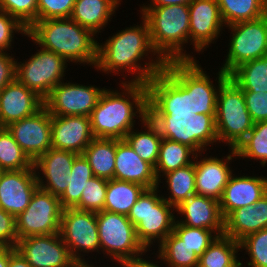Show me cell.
Returning a JSON list of instances; mask_svg holds the SVG:
<instances>
[{
    "label": "cell",
    "mask_w": 267,
    "mask_h": 267,
    "mask_svg": "<svg viewBox=\"0 0 267 267\" xmlns=\"http://www.w3.org/2000/svg\"><path fill=\"white\" fill-rule=\"evenodd\" d=\"M52 148L82 155L95 138L88 116L51 115Z\"/></svg>",
    "instance_id": "24"
},
{
    "label": "cell",
    "mask_w": 267,
    "mask_h": 267,
    "mask_svg": "<svg viewBox=\"0 0 267 267\" xmlns=\"http://www.w3.org/2000/svg\"><path fill=\"white\" fill-rule=\"evenodd\" d=\"M161 192L158 187L146 189L127 215L138 241L147 250H156L173 231L176 221V208L162 198Z\"/></svg>",
    "instance_id": "5"
},
{
    "label": "cell",
    "mask_w": 267,
    "mask_h": 267,
    "mask_svg": "<svg viewBox=\"0 0 267 267\" xmlns=\"http://www.w3.org/2000/svg\"><path fill=\"white\" fill-rule=\"evenodd\" d=\"M21 34L25 37L28 29L24 27L15 17L10 16L5 11L0 10V52H12L18 39L15 35Z\"/></svg>",
    "instance_id": "45"
},
{
    "label": "cell",
    "mask_w": 267,
    "mask_h": 267,
    "mask_svg": "<svg viewBox=\"0 0 267 267\" xmlns=\"http://www.w3.org/2000/svg\"><path fill=\"white\" fill-rule=\"evenodd\" d=\"M196 152L187 145L162 138L155 175L159 180L164 174L193 163Z\"/></svg>",
    "instance_id": "33"
},
{
    "label": "cell",
    "mask_w": 267,
    "mask_h": 267,
    "mask_svg": "<svg viewBox=\"0 0 267 267\" xmlns=\"http://www.w3.org/2000/svg\"><path fill=\"white\" fill-rule=\"evenodd\" d=\"M121 4L119 0H75L70 18L99 36L109 27Z\"/></svg>",
    "instance_id": "28"
},
{
    "label": "cell",
    "mask_w": 267,
    "mask_h": 267,
    "mask_svg": "<svg viewBox=\"0 0 267 267\" xmlns=\"http://www.w3.org/2000/svg\"><path fill=\"white\" fill-rule=\"evenodd\" d=\"M108 180L93 177L81 194L80 202L74 207L81 211L99 212L104 210Z\"/></svg>",
    "instance_id": "43"
},
{
    "label": "cell",
    "mask_w": 267,
    "mask_h": 267,
    "mask_svg": "<svg viewBox=\"0 0 267 267\" xmlns=\"http://www.w3.org/2000/svg\"><path fill=\"white\" fill-rule=\"evenodd\" d=\"M27 40L36 44V51L29 59L16 63V79L28 89L45 99L51 90L62 81L66 80L68 62L60 55L37 46V43L27 34ZM40 47V49L38 48ZM67 72V73H66Z\"/></svg>",
    "instance_id": "11"
},
{
    "label": "cell",
    "mask_w": 267,
    "mask_h": 267,
    "mask_svg": "<svg viewBox=\"0 0 267 267\" xmlns=\"http://www.w3.org/2000/svg\"><path fill=\"white\" fill-rule=\"evenodd\" d=\"M28 35L37 45L60 55L69 64L90 65L95 69L99 37L71 18L36 21L28 29Z\"/></svg>",
    "instance_id": "3"
},
{
    "label": "cell",
    "mask_w": 267,
    "mask_h": 267,
    "mask_svg": "<svg viewBox=\"0 0 267 267\" xmlns=\"http://www.w3.org/2000/svg\"><path fill=\"white\" fill-rule=\"evenodd\" d=\"M8 267H32L22 254L15 248L9 247Z\"/></svg>",
    "instance_id": "51"
},
{
    "label": "cell",
    "mask_w": 267,
    "mask_h": 267,
    "mask_svg": "<svg viewBox=\"0 0 267 267\" xmlns=\"http://www.w3.org/2000/svg\"><path fill=\"white\" fill-rule=\"evenodd\" d=\"M215 124L219 146L223 143L232 149H236L253 128L243 90L231 78L218 91Z\"/></svg>",
    "instance_id": "7"
},
{
    "label": "cell",
    "mask_w": 267,
    "mask_h": 267,
    "mask_svg": "<svg viewBox=\"0 0 267 267\" xmlns=\"http://www.w3.org/2000/svg\"><path fill=\"white\" fill-rule=\"evenodd\" d=\"M145 190L144 186L136 183L108 180L104 210L127 216Z\"/></svg>",
    "instance_id": "32"
},
{
    "label": "cell",
    "mask_w": 267,
    "mask_h": 267,
    "mask_svg": "<svg viewBox=\"0 0 267 267\" xmlns=\"http://www.w3.org/2000/svg\"><path fill=\"white\" fill-rule=\"evenodd\" d=\"M114 179L152 189L158 186L154 167L142 160L125 139H116Z\"/></svg>",
    "instance_id": "26"
},
{
    "label": "cell",
    "mask_w": 267,
    "mask_h": 267,
    "mask_svg": "<svg viewBox=\"0 0 267 267\" xmlns=\"http://www.w3.org/2000/svg\"><path fill=\"white\" fill-rule=\"evenodd\" d=\"M190 27L189 47L193 45V60L196 52L202 55L225 31V23L221 17L217 0H193L189 5ZM210 45V46H209Z\"/></svg>",
    "instance_id": "16"
},
{
    "label": "cell",
    "mask_w": 267,
    "mask_h": 267,
    "mask_svg": "<svg viewBox=\"0 0 267 267\" xmlns=\"http://www.w3.org/2000/svg\"><path fill=\"white\" fill-rule=\"evenodd\" d=\"M78 154L50 148L33 162L38 187L60 197L66 190Z\"/></svg>",
    "instance_id": "20"
},
{
    "label": "cell",
    "mask_w": 267,
    "mask_h": 267,
    "mask_svg": "<svg viewBox=\"0 0 267 267\" xmlns=\"http://www.w3.org/2000/svg\"><path fill=\"white\" fill-rule=\"evenodd\" d=\"M139 16L141 20L137 25L133 23L130 27L111 33L104 42L98 40L97 72L102 71L103 76L118 75L123 78H119V82L123 83L146 84L165 68L166 62L152 46L148 24Z\"/></svg>",
    "instance_id": "1"
},
{
    "label": "cell",
    "mask_w": 267,
    "mask_h": 267,
    "mask_svg": "<svg viewBox=\"0 0 267 267\" xmlns=\"http://www.w3.org/2000/svg\"><path fill=\"white\" fill-rule=\"evenodd\" d=\"M146 85L148 113L194 114L190 92L166 68Z\"/></svg>",
    "instance_id": "17"
},
{
    "label": "cell",
    "mask_w": 267,
    "mask_h": 267,
    "mask_svg": "<svg viewBox=\"0 0 267 267\" xmlns=\"http://www.w3.org/2000/svg\"><path fill=\"white\" fill-rule=\"evenodd\" d=\"M38 188L34 167L0 172V208L15 217L28 207Z\"/></svg>",
    "instance_id": "21"
},
{
    "label": "cell",
    "mask_w": 267,
    "mask_h": 267,
    "mask_svg": "<svg viewBox=\"0 0 267 267\" xmlns=\"http://www.w3.org/2000/svg\"><path fill=\"white\" fill-rule=\"evenodd\" d=\"M9 247H0V267H8Z\"/></svg>",
    "instance_id": "53"
},
{
    "label": "cell",
    "mask_w": 267,
    "mask_h": 267,
    "mask_svg": "<svg viewBox=\"0 0 267 267\" xmlns=\"http://www.w3.org/2000/svg\"><path fill=\"white\" fill-rule=\"evenodd\" d=\"M165 68L190 92L191 111L194 114H216L220 86L229 78L220 68L215 82L198 60L169 61ZM212 77V78H210ZM215 83V84H214Z\"/></svg>",
    "instance_id": "8"
},
{
    "label": "cell",
    "mask_w": 267,
    "mask_h": 267,
    "mask_svg": "<svg viewBox=\"0 0 267 267\" xmlns=\"http://www.w3.org/2000/svg\"><path fill=\"white\" fill-rule=\"evenodd\" d=\"M238 160H248L261 167L267 166V121L254 123L246 138L235 149ZM240 158V159H239ZM242 158V159H241ZM251 159V160H250Z\"/></svg>",
    "instance_id": "37"
},
{
    "label": "cell",
    "mask_w": 267,
    "mask_h": 267,
    "mask_svg": "<svg viewBox=\"0 0 267 267\" xmlns=\"http://www.w3.org/2000/svg\"><path fill=\"white\" fill-rule=\"evenodd\" d=\"M62 212L59 197L38 187L28 207L15 217L18 240L28 236L59 233Z\"/></svg>",
    "instance_id": "13"
},
{
    "label": "cell",
    "mask_w": 267,
    "mask_h": 267,
    "mask_svg": "<svg viewBox=\"0 0 267 267\" xmlns=\"http://www.w3.org/2000/svg\"><path fill=\"white\" fill-rule=\"evenodd\" d=\"M237 173L231 175L219 200L224 219L237 208L254 205L267 193V175H242V170Z\"/></svg>",
    "instance_id": "22"
},
{
    "label": "cell",
    "mask_w": 267,
    "mask_h": 267,
    "mask_svg": "<svg viewBox=\"0 0 267 267\" xmlns=\"http://www.w3.org/2000/svg\"><path fill=\"white\" fill-rule=\"evenodd\" d=\"M240 242L225 235L218 236L199 257L196 266L240 267Z\"/></svg>",
    "instance_id": "34"
},
{
    "label": "cell",
    "mask_w": 267,
    "mask_h": 267,
    "mask_svg": "<svg viewBox=\"0 0 267 267\" xmlns=\"http://www.w3.org/2000/svg\"><path fill=\"white\" fill-rule=\"evenodd\" d=\"M176 214V221L185 226L209 229L218 236L224 233V217L214 198L193 195L176 207Z\"/></svg>",
    "instance_id": "25"
},
{
    "label": "cell",
    "mask_w": 267,
    "mask_h": 267,
    "mask_svg": "<svg viewBox=\"0 0 267 267\" xmlns=\"http://www.w3.org/2000/svg\"><path fill=\"white\" fill-rule=\"evenodd\" d=\"M38 0H0V10L29 29L37 21Z\"/></svg>",
    "instance_id": "44"
},
{
    "label": "cell",
    "mask_w": 267,
    "mask_h": 267,
    "mask_svg": "<svg viewBox=\"0 0 267 267\" xmlns=\"http://www.w3.org/2000/svg\"><path fill=\"white\" fill-rule=\"evenodd\" d=\"M243 94L252 121H267V92L243 91Z\"/></svg>",
    "instance_id": "47"
},
{
    "label": "cell",
    "mask_w": 267,
    "mask_h": 267,
    "mask_svg": "<svg viewBox=\"0 0 267 267\" xmlns=\"http://www.w3.org/2000/svg\"><path fill=\"white\" fill-rule=\"evenodd\" d=\"M215 116L216 114L199 113H148L150 120L159 128L162 138L187 145L196 153L212 150L213 145H219Z\"/></svg>",
    "instance_id": "6"
},
{
    "label": "cell",
    "mask_w": 267,
    "mask_h": 267,
    "mask_svg": "<svg viewBox=\"0 0 267 267\" xmlns=\"http://www.w3.org/2000/svg\"><path fill=\"white\" fill-rule=\"evenodd\" d=\"M160 183H163L162 188L164 190V187H166V192L168 193L167 195L166 192L165 194L163 192L162 198L176 208L183 201L196 195L194 162L188 166L164 174L158 180L157 187L161 189Z\"/></svg>",
    "instance_id": "29"
},
{
    "label": "cell",
    "mask_w": 267,
    "mask_h": 267,
    "mask_svg": "<svg viewBox=\"0 0 267 267\" xmlns=\"http://www.w3.org/2000/svg\"><path fill=\"white\" fill-rule=\"evenodd\" d=\"M103 266L106 267V263H105V265L102 264V266L101 265H97V264H91V265L89 264V265H79L78 267H103ZM107 267H122V266L121 265H114L113 266V265H109L108 264Z\"/></svg>",
    "instance_id": "54"
},
{
    "label": "cell",
    "mask_w": 267,
    "mask_h": 267,
    "mask_svg": "<svg viewBox=\"0 0 267 267\" xmlns=\"http://www.w3.org/2000/svg\"><path fill=\"white\" fill-rule=\"evenodd\" d=\"M75 0H38L37 21L70 18Z\"/></svg>",
    "instance_id": "46"
},
{
    "label": "cell",
    "mask_w": 267,
    "mask_h": 267,
    "mask_svg": "<svg viewBox=\"0 0 267 267\" xmlns=\"http://www.w3.org/2000/svg\"><path fill=\"white\" fill-rule=\"evenodd\" d=\"M151 251V253H150ZM149 252V254H147ZM155 255V256H154ZM146 258V259H145ZM151 260H150V259ZM159 260V261H158ZM161 263V264H160ZM169 267L163 260V258L155 250L144 251L141 255L134 257L132 260L127 261L122 265V267ZM163 266V267H164Z\"/></svg>",
    "instance_id": "50"
},
{
    "label": "cell",
    "mask_w": 267,
    "mask_h": 267,
    "mask_svg": "<svg viewBox=\"0 0 267 267\" xmlns=\"http://www.w3.org/2000/svg\"><path fill=\"white\" fill-rule=\"evenodd\" d=\"M118 85L120 89L105 88L91 113L95 138L124 139L148 116L147 85L131 82H120Z\"/></svg>",
    "instance_id": "2"
},
{
    "label": "cell",
    "mask_w": 267,
    "mask_h": 267,
    "mask_svg": "<svg viewBox=\"0 0 267 267\" xmlns=\"http://www.w3.org/2000/svg\"><path fill=\"white\" fill-rule=\"evenodd\" d=\"M226 26L259 19L267 14V0H217Z\"/></svg>",
    "instance_id": "35"
},
{
    "label": "cell",
    "mask_w": 267,
    "mask_h": 267,
    "mask_svg": "<svg viewBox=\"0 0 267 267\" xmlns=\"http://www.w3.org/2000/svg\"><path fill=\"white\" fill-rule=\"evenodd\" d=\"M139 126H141L140 130L138 129ZM138 127L130 130L124 139L142 160L148 162L155 168L162 142L159 128L148 116L138 125Z\"/></svg>",
    "instance_id": "30"
},
{
    "label": "cell",
    "mask_w": 267,
    "mask_h": 267,
    "mask_svg": "<svg viewBox=\"0 0 267 267\" xmlns=\"http://www.w3.org/2000/svg\"><path fill=\"white\" fill-rule=\"evenodd\" d=\"M33 162L14 140L7 127H0V171L30 169Z\"/></svg>",
    "instance_id": "40"
},
{
    "label": "cell",
    "mask_w": 267,
    "mask_h": 267,
    "mask_svg": "<svg viewBox=\"0 0 267 267\" xmlns=\"http://www.w3.org/2000/svg\"><path fill=\"white\" fill-rule=\"evenodd\" d=\"M16 54L0 52V91L16 79Z\"/></svg>",
    "instance_id": "49"
},
{
    "label": "cell",
    "mask_w": 267,
    "mask_h": 267,
    "mask_svg": "<svg viewBox=\"0 0 267 267\" xmlns=\"http://www.w3.org/2000/svg\"><path fill=\"white\" fill-rule=\"evenodd\" d=\"M229 78L243 91L267 92V56L241 64Z\"/></svg>",
    "instance_id": "36"
},
{
    "label": "cell",
    "mask_w": 267,
    "mask_h": 267,
    "mask_svg": "<svg viewBox=\"0 0 267 267\" xmlns=\"http://www.w3.org/2000/svg\"><path fill=\"white\" fill-rule=\"evenodd\" d=\"M267 228V193L254 205L240 207L224 219L223 235L240 242L247 235Z\"/></svg>",
    "instance_id": "27"
},
{
    "label": "cell",
    "mask_w": 267,
    "mask_h": 267,
    "mask_svg": "<svg viewBox=\"0 0 267 267\" xmlns=\"http://www.w3.org/2000/svg\"><path fill=\"white\" fill-rule=\"evenodd\" d=\"M96 219L100 255L103 254V258L108 259L106 261H112V265L122 266L146 251L138 241L135 226L127 216L103 210L96 212Z\"/></svg>",
    "instance_id": "9"
},
{
    "label": "cell",
    "mask_w": 267,
    "mask_h": 267,
    "mask_svg": "<svg viewBox=\"0 0 267 267\" xmlns=\"http://www.w3.org/2000/svg\"><path fill=\"white\" fill-rule=\"evenodd\" d=\"M156 248L169 267H195L199 263L195 251L173 231Z\"/></svg>",
    "instance_id": "38"
},
{
    "label": "cell",
    "mask_w": 267,
    "mask_h": 267,
    "mask_svg": "<svg viewBox=\"0 0 267 267\" xmlns=\"http://www.w3.org/2000/svg\"><path fill=\"white\" fill-rule=\"evenodd\" d=\"M240 252L244 253V256H240V258L243 257L244 260L245 258L247 260H240V267H267V228L249 234L242 239ZM245 254L249 258L245 257Z\"/></svg>",
    "instance_id": "41"
},
{
    "label": "cell",
    "mask_w": 267,
    "mask_h": 267,
    "mask_svg": "<svg viewBox=\"0 0 267 267\" xmlns=\"http://www.w3.org/2000/svg\"><path fill=\"white\" fill-rule=\"evenodd\" d=\"M173 232L195 251L198 257L218 237L212 230L185 226L177 221H175Z\"/></svg>",
    "instance_id": "42"
},
{
    "label": "cell",
    "mask_w": 267,
    "mask_h": 267,
    "mask_svg": "<svg viewBox=\"0 0 267 267\" xmlns=\"http://www.w3.org/2000/svg\"><path fill=\"white\" fill-rule=\"evenodd\" d=\"M32 267H78L59 233L19 239L15 247Z\"/></svg>",
    "instance_id": "18"
},
{
    "label": "cell",
    "mask_w": 267,
    "mask_h": 267,
    "mask_svg": "<svg viewBox=\"0 0 267 267\" xmlns=\"http://www.w3.org/2000/svg\"><path fill=\"white\" fill-rule=\"evenodd\" d=\"M228 150L226 156H214V153L209 156L207 151L196 154L193 162L197 195L220 200L225 186L235 171L231 164L238 160L236 150L232 148Z\"/></svg>",
    "instance_id": "15"
},
{
    "label": "cell",
    "mask_w": 267,
    "mask_h": 267,
    "mask_svg": "<svg viewBox=\"0 0 267 267\" xmlns=\"http://www.w3.org/2000/svg\"><path fill=\"white\" fill-rule=\"evenodd\" d=\"M82 155L88 161L95 177L114 179L116 139L94 138Z\"/></svg>",
    "instance_id": "31"
},
{
    "label": "cell",
    "mask_w": 267,
    "mask_h": 267,
    "mask_svg": "<svg viewBox=\"0 0 267 267\" xmlns=\"http://www.w3.org/2000/svg\"><path fill=\"white\" fill-rule=\"evenodd\" d=\"M140 15L146 20L154 50L165 61L193 60L186 50L189 45V7L171 5L140 7ZM185 48V49H184Z\"/></svg>",
    "instance_id": "4"
},
{
    "label": "cell",
    "mask_w": 267,
    "mask_h": 267,
    "mask_svg": "<svg viewBox=\"0 0 267 267\" xmlns=\"http://www.w3.org/2000/svg\"><path fill=\"white\" fill-rule=\"evenodd\" d=\"M59 234L78 265H91L95 263L101 265V263H105V259L101 258L103 261L101 262L99 256L100 242L96 212L81 211L75 208L63 209ZM97 255L99 262H96ZM93 256L95 262L93 261Z\"/></svg>",
    "instance_id": "10"
},
{
    "label": "cell",
    "mask_w": 267,
    "mask_h": 267,
    "mask_svg": "<svg viewBox=\"0 0 267 267\" xmlns=\"http://www.w3.org/2000/svg\"><path fill=\"white\" fill-rule=\"evenodd\" d=\"M7 128L32 162L52 148L51 114L45 107Z\"/></svg>",
    "instance_id": "19"
},
{
    "label": "cell",
    "mask_w": 267,
    "mask_h": 267,
    "mask_svg": "<svg viewBox=\"0 0 267 267\" xmlns=\"http://www.w3.org/2000/svg\"><path fill=\"white\" fill-rule=\"evenodd\" d=\"M44 107V99L17 79L0 91V127L34 115Z\"/></svg>",
    "instance_id": "23"
},
{
    "label": "cell",
    "mask_w": 267,
    "mask_h": 267,
    "mask_svg": "<svg viewBox=\"0 0 267 267\" xmlns=\"http://www.w3.org/2000/svg\"><path fill=\"white\" fill-rule=\"evenodd\" d=\"M66 81V82H65ZM57 84L44 99V107L56 116H91L106 86L68 80Z\"/></svg>",
    "instance_id": "14"
},
{
    "label": "cell",
    "mask_w": 267,
    "mask_h": 267,
    "mask_svg": "<svg viewBox=\"0 0 267 267\" xmlns=\"http://www.w3.org/2000/svg\"><path fill=\"white\" fill-rule=\"evenodd\" d=\"M71 173V177L68 178L69 185L59 197L63 209L74 208L80 202L87 181L94 177L93 171L83 155H78L74 159Z\"/></svg>",
    "instance_id": "39"
},
{
    "label": "cell",
    "mask_w": 267,
    "mask_h": 267,
    "mask_svg": "<svg viewBox=\"0 0 267 267\" xmlns=\"http://www.w3.org/2000/svg\"><path fill=\"white\" fill-rule=\"evenodd\" d=\"M17 242L15 216L0 208V247H16Z\"/></svg>",
    "instance_id": "48"
},
{
    "label": "cell",
    "mask_w": 267,
    "mask_h": 267,
    "mask_svg": "<svg viewBox=\"0 0 267 267\" xmlns=\"http://www.w3.org/2000/svg\"><path fill=\"white\" fill-rule=\"evenodd\" d=\"M225 29L230 35L220 69L228 76L241 64L267 56V14L256 20L226 26Z\"/></svg>",
    "instance_id": "12"
},
{
    "label": "cell",
    "mask_w": 267,
    "mask_h": 267,
    "mask_svg": "<svg viewBox=\"0 0 267 267\" xmlns=\"http://www.w3.org/2000/svg\"><path fill=\"white\" fill-rule=\"evenodd\" d=\"M193 0H149L146 4L139 5V7H162L171 5H185L188 6Z\"/></svg>",
    "instance_id": "52"
}]
</instances>
